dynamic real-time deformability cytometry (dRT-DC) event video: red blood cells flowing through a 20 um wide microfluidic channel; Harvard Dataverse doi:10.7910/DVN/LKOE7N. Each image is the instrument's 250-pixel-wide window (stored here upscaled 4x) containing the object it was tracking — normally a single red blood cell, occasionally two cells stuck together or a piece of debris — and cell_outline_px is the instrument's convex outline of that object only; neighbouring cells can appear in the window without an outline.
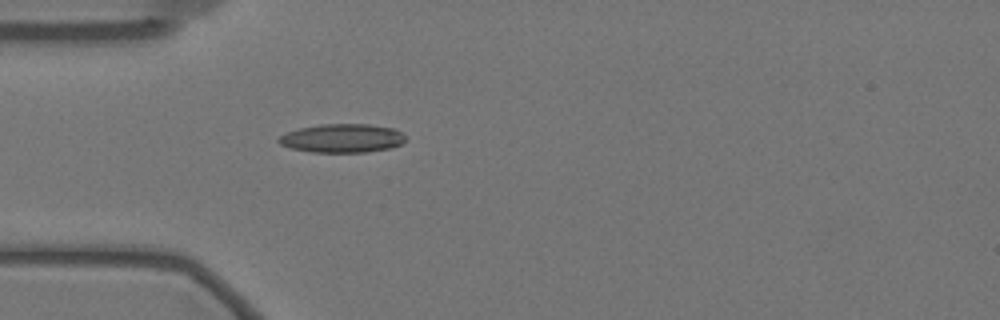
{"species": "Egyptian fruit bat (a non-hibernating species)", "species_latin": "Rousettus aegyptiacus", "temperature_condition": "warm", "stored_images_in_passage": 42, "camera_frame_rate_fps": 3000, "um_per_image_px": 0.085, "animal": {"sex": "female"}, "frame": {"image": 1, "passage_image": 1, "time_ms": 0.0, "image_size_px": [1000, 320], "cell_outline_px": [[404, 140], [400, 144], [388, 148], [364, 152], [312, 152], [292, 148], [280, 144], [276, 140], [280, 136], [288, 132], [300, 128], [320, 124], [368, 124], [396, 128], [404, 136]], "centroid_in_image_um": [29.07, 11.74], "position_along_channel_um": 55.9, "area_um2": 20.98}}
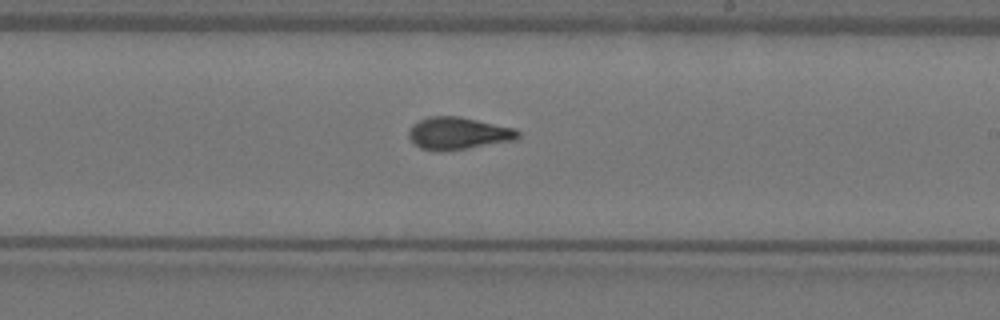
{"frame": {"image": 2, "passage_image": 18, "time_ms": 5.667, "image_size_px": [1000, 320], "cell_outline_px": [[520, 136], [516, 140], [468, 148], [440, 152], [436, 152], [420, 148], [408, 136], [408, 128], [412, 124], [428, 116], [460, 116], [516, 128], [520, 132]], "centroid_in_image_um": [38.95, 11.33], "position_along_channel_um": 250.1, "area_um2": 20.87}}
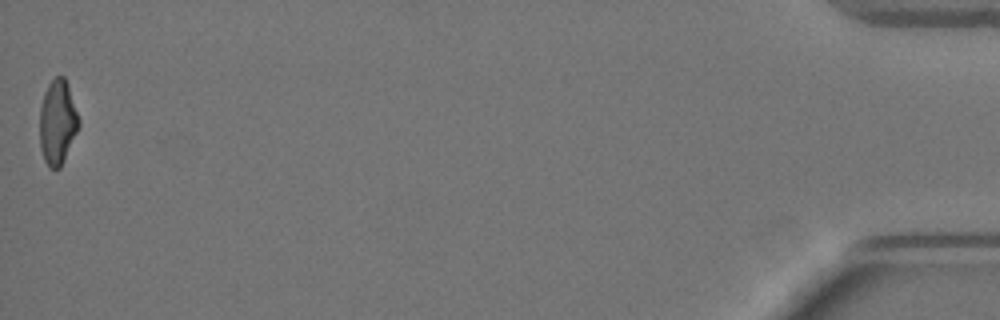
{"frame": {"image": 3, "passage_image": 42, "time_ms": 13.667, "image_size_px": [1000, 320], "cell_outline_px": [[80, 124], [64, 160], [60, 168], [48, 168], [44, 160], [40, 148], [40, 108], [44, 92], [48, 84], [56, 76], [64, 76], [68, 84], [80, 120]], "centroid_in_image_um": [4.89, 10.38], "position_along_channel_um": 430.3, "area_um2": 19.31}, "authors_computed_cell_mechanics": {"area_um2": 19.8543, "velocity_mm_per_s": 3.4966, "shape_relaxation_time_tau1_ms": null, "shape_relaxation_time_tau2_ms": 1.7441, "deformation_change_tau1": null, "deformation_change_tau2": 0.0869}}